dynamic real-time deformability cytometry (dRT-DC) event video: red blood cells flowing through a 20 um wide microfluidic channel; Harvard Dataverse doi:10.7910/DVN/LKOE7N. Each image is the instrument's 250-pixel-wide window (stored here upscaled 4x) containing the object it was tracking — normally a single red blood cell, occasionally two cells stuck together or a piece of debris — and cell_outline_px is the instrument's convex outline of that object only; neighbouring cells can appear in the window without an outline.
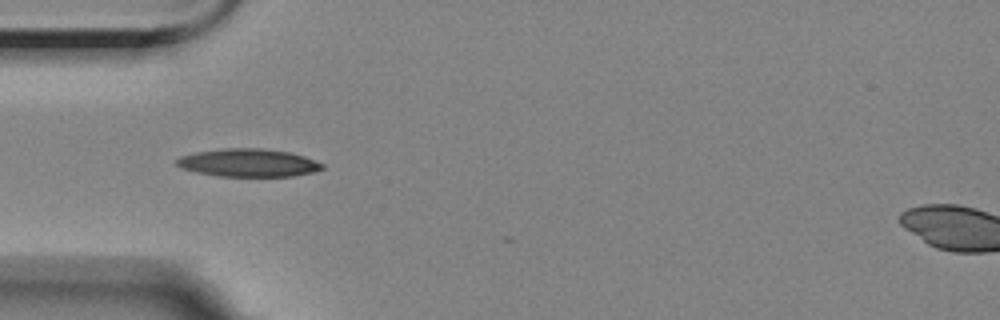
{"species": "Egyptian fruit bat (a non-hibernating species)", "species_latin": "Rousettus aegyptiacus", "temperature_condition": "room temperature", "stored_images_in_passage": 2, "camera_frame_rate_fps": 3000, "um_per_image_px": 0.085, "animal": {"sex": "female"}, "frame": {"image": 1, "passage_image": 1, "time_ms": 0.0, "image_size_px": [1000, 320], "cell_outline_px": [[324, 168], [312, 172], [292, 176], [220, 176], [196, 172], [184, 168], [176, 164], [176, 160], [180, 156], [196, 152], [224, 148], [260, 148], [292, 152], [304, 156], [324, 164]], "centroid_in_image_um": [21.13, 13.83], "position_along_channel_um": 63.9, "area_um2": 23.58}}